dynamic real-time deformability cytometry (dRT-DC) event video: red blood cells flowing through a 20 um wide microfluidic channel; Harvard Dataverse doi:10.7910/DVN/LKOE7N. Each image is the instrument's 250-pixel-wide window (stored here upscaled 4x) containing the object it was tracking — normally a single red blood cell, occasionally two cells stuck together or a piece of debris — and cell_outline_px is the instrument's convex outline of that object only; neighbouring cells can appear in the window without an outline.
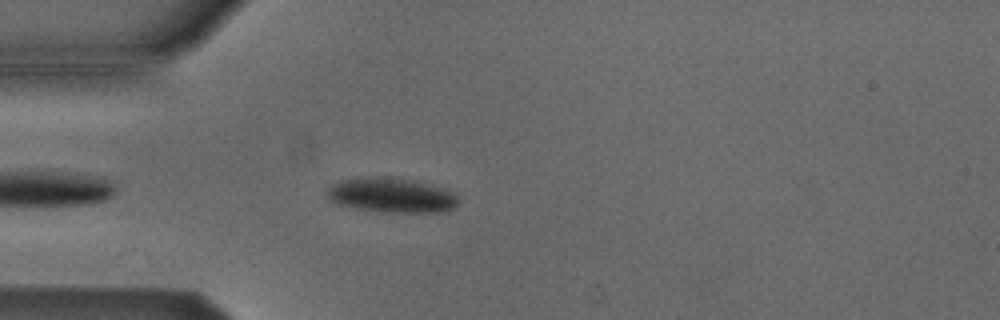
{"species": "Egyptian fruit bat (a non-hibernating species)", "species_latin": "Rousettus aegyptiacus", "temperature_condition": "cold", "stored_images_in_passage": 23, "camera_frame_rate_fps": 3000, "um_per_image_px": 0.085, "animal": {"sex": "male"}, "frame": {"image": 1, "passage_image": 3, "time_ms": 0.667, "image_size_px": [1000, 320], "cell_outline_px": [[456, 204], [452, 208], [444, 212], [380, 212], [356, 208], [336, 204], [328, 200], [328, 188], [340, 180], [368, 176], [380, 176], [412, 180], [440, 188], [452, 192], [456, 196]], "centroid_in_image_um": [33.21, 16.6], "position_along_channel_um": 51.8, "area_um2": 26.3}}
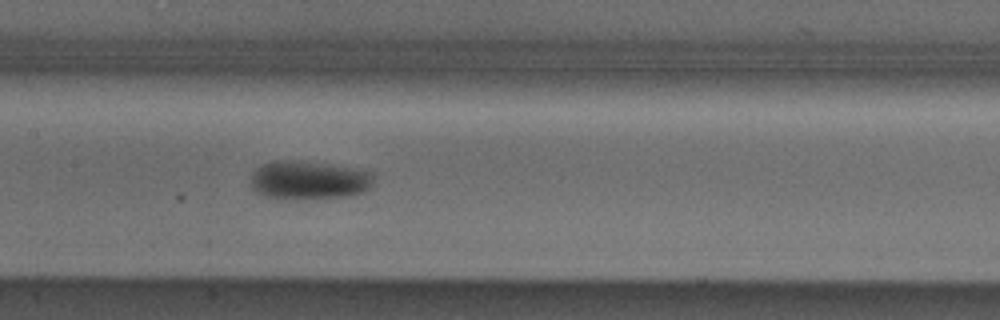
{"frame": {"image": 2, "passage_image": 14, "time_ms": 4.333, "image_size_px": [1000, 320], "cell_outline_px": [[372, 184], [364, 192], [352, 196], [264, 196], [256, 192], [252, 188], [252, 172], [260, 164], [276, 160], [292, 160], [324, 164], [352, 168], [372, 172]], "centroid_in_image_um": [26.24, 15.26], "position_along_channel_um": 181.2, "area_um2": 26.47}}
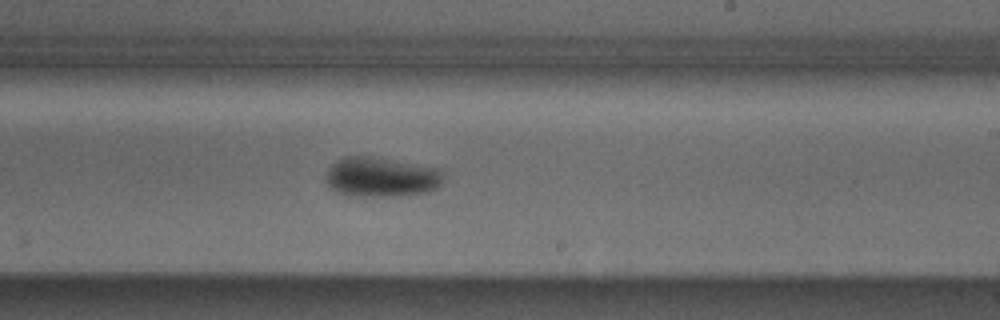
{"frame": {"image": 3, "passage_image": 20, "time_ms": 6.333, "image_size_px": [1000, 320], "cell_outline_px": [[444, 180], [436, 188], [428, 192], [400, 196], [352, 196], [340, 192], [332, 188], [324, 180], [328, 168], [336, 160], [344, 156], [372, 156], [444, 168]], "centroid_in_image_um": [32.46, 15.03], "position_along_channel_um": 256.5, "area_um2": 27.8}}